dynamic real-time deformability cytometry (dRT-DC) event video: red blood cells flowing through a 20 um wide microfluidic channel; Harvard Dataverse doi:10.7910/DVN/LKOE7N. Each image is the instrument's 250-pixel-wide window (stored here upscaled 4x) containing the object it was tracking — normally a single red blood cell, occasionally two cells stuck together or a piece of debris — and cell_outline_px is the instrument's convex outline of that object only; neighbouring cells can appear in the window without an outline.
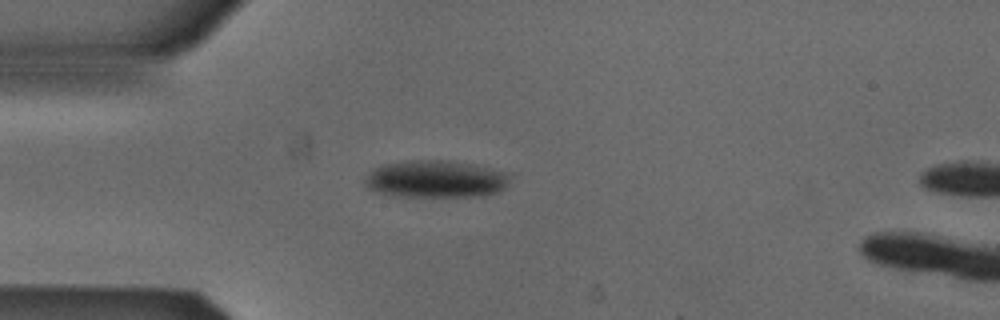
{"species": "Egyptian fruit bat (a non-hibernating species)", "species_latin": "Rousettus aegyptiacus", "temperature_condition": "cold", "stored_images_in_passage": 5, "camera_frame_rate_fps": 3000, "um_per_image_px": 0.085, "animal": {"sex": "male"}, "frame": {"image": 1, "passage_image": 4, "time_ms": 1.0, "image_size_px": [1000, 320], "cell_outline_px": [[512, 172], [504, 188], [496, 192], [468, 196], [400, 196], [380, 192], [368, 188], [364, 180], [372, 168], [384, 164], [408, 160], [452, 160], [476, 164]], "centroid_in_image_um": [37.06, 15.18], "position_along_channel_um": 47.9, "area_um2": 31.56}}